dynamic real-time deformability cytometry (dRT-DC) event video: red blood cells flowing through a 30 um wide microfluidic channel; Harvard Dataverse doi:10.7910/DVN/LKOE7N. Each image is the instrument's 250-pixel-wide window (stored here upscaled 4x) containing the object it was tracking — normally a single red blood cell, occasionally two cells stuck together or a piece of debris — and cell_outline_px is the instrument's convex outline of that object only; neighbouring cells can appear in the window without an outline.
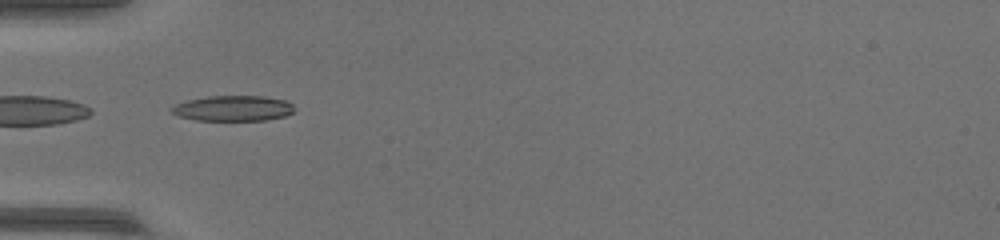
{"species": "common noctule bat (a hibernating species)", "species_latin": "Nyctalus noctula", "temperature_condition": "warm", "stored_images_in_passage": 35, "camera_frame_rate_fps": 3000, "um_per_image_px": 0.085, "animal": {"sex": "female", "body_mass_g": 17.0, "forearm_length_mm": 48.0}, "frame": {"image": 1, "passage_image": 1, "time_ms": 0.0, "image_size_px": [1000, 240], "cell_outline_px": [[292, 112], [284, 116], [264, 120], [196, 120], [180, 116], [172, 112], [172, 108], [176, 104], [188, 100], [208, 96], [260, 96], [284, 100], [292, 104]], "centroid_in_image_um": [19.8, 9.2], "position_along_channel_um": 65.2, "area_um2": 17.8}}
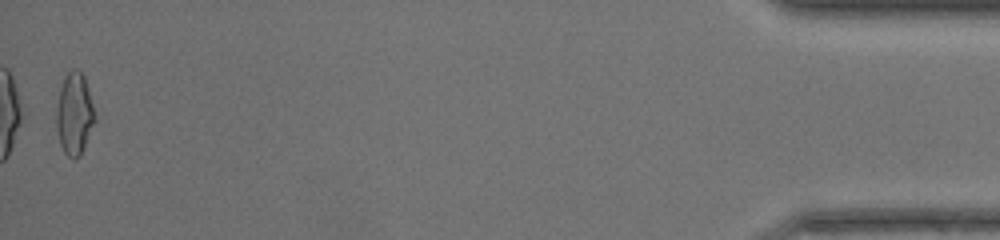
{"frame": {"image": 2, "passage_image": 35, "time_ms": 11.333, "image_size_px": [1000, 240], "cell_outline_px": [[96, 120], [80, 156], [68, 156], [64, 152], [60, 144], [56, 128], [56, 104], [60, 88], [64, 76], [72, 68], [76, 68], [84, 76], [88, 88]], "centroid_in_image_um": [6.31, 9.64], "position_along_channel_um": 428.9, "area_um2": 18.32}}